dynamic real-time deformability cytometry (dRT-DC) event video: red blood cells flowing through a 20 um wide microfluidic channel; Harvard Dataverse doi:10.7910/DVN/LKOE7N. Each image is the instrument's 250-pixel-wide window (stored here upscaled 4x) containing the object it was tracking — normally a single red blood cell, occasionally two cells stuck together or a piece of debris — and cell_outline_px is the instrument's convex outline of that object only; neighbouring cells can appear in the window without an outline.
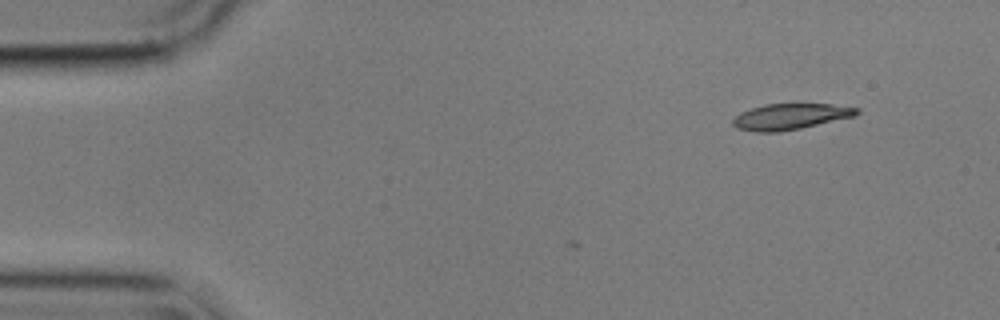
{"species": "common noctule bat (a hibernating species)", "species_latin": "Nyctalus noctula", "temperature_condition": "cold", "stored_images_in_passage": 5, "camera_frame_rate_fps": 3000, "um_per_image_px": 0.085, "animal": {"sex": "male", "body_mass_g": 17.9}, "frame": {"image": 1, "passage_image": 1, "time_ms": 0.0, "image_size_px": [1000, 320], "cell_outline_px": [[860, 112], [856, 116], [800, 128], [780, 132], [756, 132], [736, 128], [732, 124], [732, 120], [740, 112], [764, 104], [832, 104], [860, 108]], "centroid_in_image_um": [67.19, 9.91], "position_along_channel_um": 17.8, "area_um2": 18.79}}